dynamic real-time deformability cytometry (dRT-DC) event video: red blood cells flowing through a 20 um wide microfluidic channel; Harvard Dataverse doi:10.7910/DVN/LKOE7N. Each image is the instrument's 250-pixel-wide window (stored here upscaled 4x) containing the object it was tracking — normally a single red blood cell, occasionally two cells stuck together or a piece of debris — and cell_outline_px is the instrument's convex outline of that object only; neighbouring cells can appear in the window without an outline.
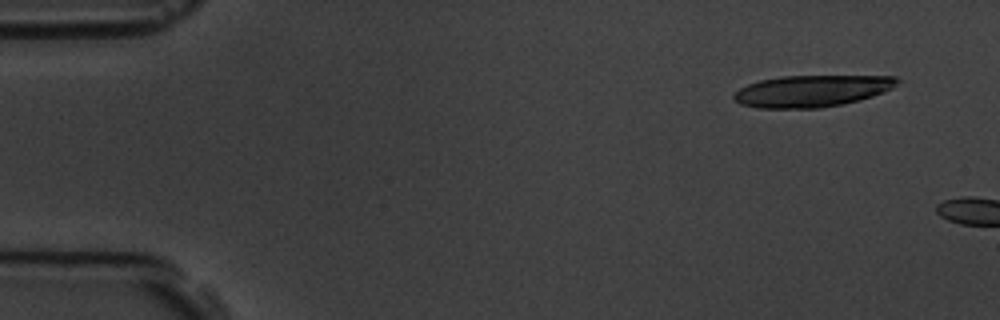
{"species": "common noctule bat (a hibernating species)", "species_latin": "Nyctalus noctula", "temperature_condition": "room temperature", "stored_images_in_passage": 2, "camera_frame_rate_fps": 3000, "um_per_image_px": 0.085, "animal": {"sex": "male", "body_mass_g": 19.5, "forearm_length_mm": 54.6}, "frame": {"image": 1, "passage_image": 1, "time_ms": 0.0, "image_size_px": [1000, 320], "cell_outline_px": [[900, 80], [892, 88], [884, 92], [860, 100], [820, 108], [756, 108], [740, 104], [732, 96], [740, 88], [748, 84], [760, 80], [780, 76], [896, 76]], "centroid_in_image_um": [68.99, 7.73], "position_along_channel_um": 16.0, "area_um2": 30.11}}